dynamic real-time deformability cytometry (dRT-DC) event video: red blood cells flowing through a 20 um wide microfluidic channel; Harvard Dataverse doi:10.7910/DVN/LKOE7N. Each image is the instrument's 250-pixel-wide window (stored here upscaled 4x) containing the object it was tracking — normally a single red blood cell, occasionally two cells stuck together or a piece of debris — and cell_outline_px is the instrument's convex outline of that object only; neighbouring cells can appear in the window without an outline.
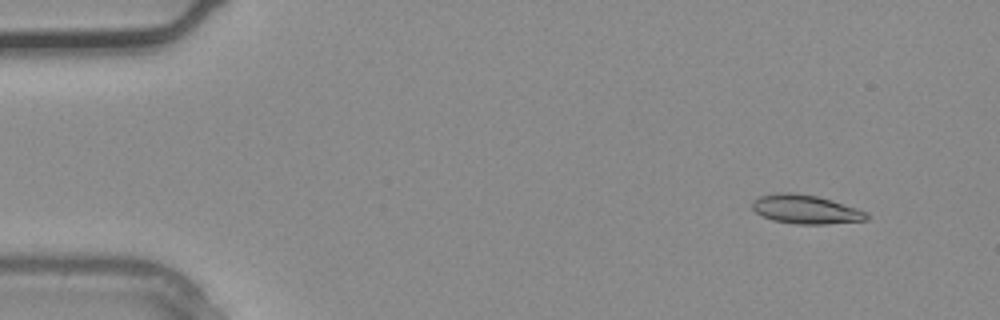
{"species": "common noctule bat (a hibernating species)", "species_latin": "Nyctalus noctula", "temperature_condition": "warm", "stored_images_in_passage": 2, "camera_frame_rate_fps": 3000, "um_per_image_px": 0.085, "animal": {"sex": "male", "body_mass_g": 20.4}, "frame": {"image": 1, "passage_image": 1, "time_ms": 0.0, "image_size_px": [1000, 320], "cell_outline_px": [[868, 220], [824, 224], [796, 224], [772, 220], [756, 212], [752, 208], [752, 200], [760, 196], [776, 192], [792, 192], [816, 196], [832, 200], [868, 212]], "centroid_in_image_um": [68.47, 17.79], "position_along_channel_um": 16.5, "area_um2": 19.25}}